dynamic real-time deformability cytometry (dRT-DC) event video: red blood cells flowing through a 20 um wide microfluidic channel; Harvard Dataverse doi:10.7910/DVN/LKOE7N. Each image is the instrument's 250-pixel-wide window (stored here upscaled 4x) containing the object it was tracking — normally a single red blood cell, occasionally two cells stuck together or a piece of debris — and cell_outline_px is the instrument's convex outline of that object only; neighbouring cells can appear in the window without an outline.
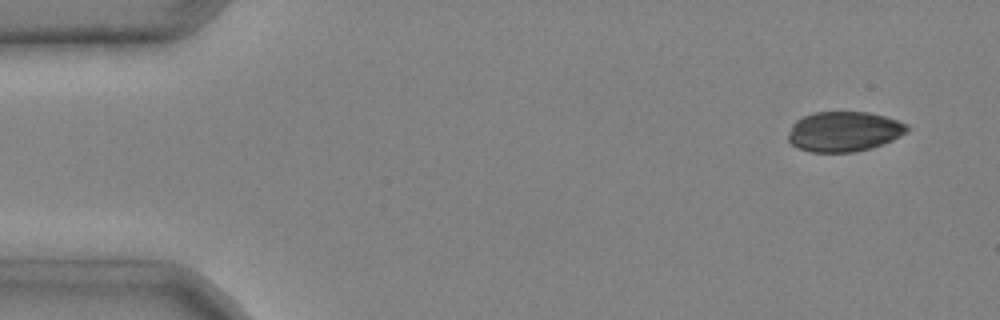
{"species": "common noctule bat (a hibernating species)", "species_latin": "Nyctalus noctula", "temperature_condition": "cold", "stored_images_in_passage": 4, "camera_frame_rate_fps": 3000, "um_per_image_px": 0.085, "animal": {"sex": "male", "body_mass_g": 20.4}, "frame": {"image": 1, "passage_image": 1, "time_ms": 0.0, "image_size_px": [1000, 320], "cell_outline_px": [[912, 128], [900, 136], [884, 144], [872, 148], [852, 152], [812, 152], [796, 148], [788, 140], [788, 132], [792, 124], [796, 120], [812, 112], [868, 112], [884, 116], [908, 124]], "centroid_in_image_um": [71.74, 11.18], "position_along_channel_um": 13.3, "area_um2": 27.98}}
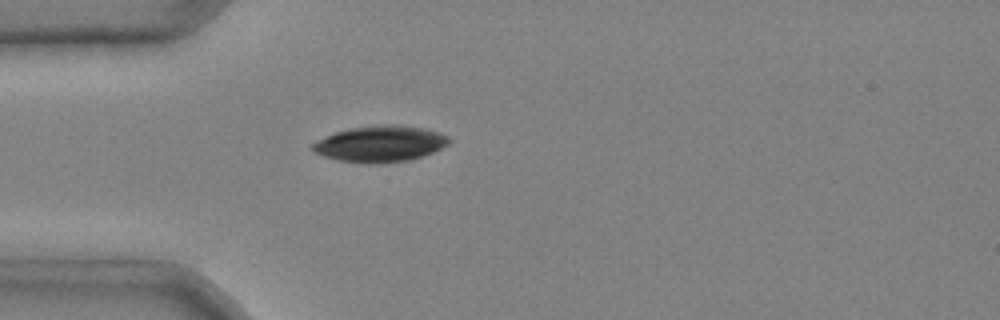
{"frame": {"image": 2, "passage_image": 4, "time_ms": 1.0, "image_size_px": [1000, 320], "cell_outline_px": [[452, 140], [448, 144], [432, 152], [408, 160], [380, 164], [368, 164], [340, 160], [324, 156], [312, 152], [312, 144], [316, 140], [336, 132], [348, 128], [376, 124], [400, 124], [424, 128], [440, 132], [448, 136]], "centroid_in_image_um": [32.31, 12.21], "position_along_channel_um": 52.7, "area_um2": 29.02}}